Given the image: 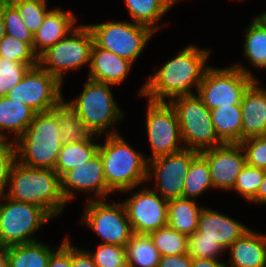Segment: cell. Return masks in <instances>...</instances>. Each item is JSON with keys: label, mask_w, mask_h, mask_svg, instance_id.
Listing matches in <instances>:
<instances>
[{"label": "cell", "mask_w": 266, "mask_h": 267, "mask_svg": "<svg viewBox=\"0 0 266 267\" xmlns=\"http://www.w3.org/2000/svg\"><path fill=\"white\" fill-rule=\"evenodd\" d=\"M210 49L189 44L178 51L174 58L164 62L153 74L147 76L138 96L154 102H169L175 97L196 94L202 82ZM197 89L196 93L192 89Z\"/></svg>", "instance_id": "1"}, {"label": "cell", "mask_w": 266, "mask_h": 267, "mask_svg": "<svg viewBox=\"0 0 266 267\" xmlns=\"http://www.w3.org/2000/svg\"><path fill=\"white\" fill-rule=\"evenodd\" d=\"M4 195L39 206L52 219L63 215L67 204L60 190V177L55 170L29 168L18 161L12 167Z\"/></svg>", "instance_id": "2"}, {"label": "cell", "mask_w": 266, "mask_h": 267, "mask_svg": "<svg viewBox=\"0 0 266 267\" xmlns=\"http://www.w3.org/2000/svg\"><path fill=\"white\" fill-rule=\"evenodd\" d=\"M98 152L107 186L114 192L129 193L147 183L146 155L134 149L120 133L106 135Z\"/></svg>", "instance_id": "3"}, {"label": "cell", "mask_w": 266, "mask_h": 267, "mask_svg": "<svg viewBox=\"0 0 266 267\" xmlns=\"http://www.w3.org/2000/svg\"><path fill=\"white\" fill-rule=\"evenodd\" d=\"M54 109L36 113L25 132L15 141L17 161L29 168L54 170L62 148Z\"/></svg>", "instance_id": "4"}, {"label": "cell", "mask_w": 266, "mask_h": 267, "mask_svg": "<svg viewBox=\"0 0 266 267\" xmlns=\"http://www.w3.org/2000/svg\"><path fill=\"white\" fill-rule=\"evenodd\" d=\"M84 84L83 91L75 99L67 100V103L93 134L101 137L104 133L118 134L116 129H110L126 115L114 98L111 89L113 85L89 78Z\"/></svg>", "instance_id": "5"}, {"label": "cell", "mask_w": 266, "mask_h": 267, "mask_svg": "<svg viewBox=\"0 0 266 267\" xmlns=\"http://www.w3.org/2000/svg\"><path fill=\"white\" fill-rule=\"evenodd\" d=\"M255 80L257 77L241 63L224 68L209 66L197 95L210 110L240 104L245 91Z\"/></svg>", "instance_id": "6"}, {"label": "cell", "mask_w": 266, "mask_h": 267, "mask_svg": "<svg viewBox=\"0 0 266 267\" xmlns=\"http://www.w3.org/2000/svg\"><path fill=\"white\" fill-rule=\"evenodd\" d=\"M169 103L176 112L185 148L201 152L223 144L215 132L210 109L197 94L178 96Z\"/></svg>", "instance_id": "7"}, {"label": "cell", "mask_w": 266, "mask_h": 267, "mask_svg": "<svg viewBox=\"0 0 266 267\" xmlns=\"http://www.w3.org/2000/svg\"><path fill=\"white\" fill-rule=\"evenodd\" d=\"M93 44L89 27L79 24L66 37L44 51L38 57V65L63 84L66 73L90 65Z\"/></svg>", "instance_id": "8"}, {"label": "cell", "mask_w": 266, "mask_h": 267, "mask_svg": "<svg viewBox=\"0 0 266 267\" xmlns=\"http://www.w3.org/2000/svg\"><path fill=\"white\" fill-rule=\"evenodd\" d=\"M50 220L52 218L39 206L0 195V245L8 247L38 241L35 232Z\"/></svg>", "instance_id": "9"}, {"label": "cell", "mask_w": 266, "mask_h": 267, "mask_svg": "<svg viewBox=\"0 0 266 267\" xmlns=\"http://www.w3.org/2000/svg\"><path fill=\"white\" fill-rule=\"evenodd\" d=\"M86 25L91 30L94 44L97 47L111 51L132 63L137 61L155 34L149 27L131 22V20Z\"/></svg>", "instance_id": "10"}, {"label": "cell", "mask_w": 266, "mask_h": 267, "mask_svg": "<svg viewBox=\"0 0 266 267\" xmlns=\"http://www.w3.org/2000/svg\"><path fill=\"white\" fill-rule=\"evenodd\" d=\"M105 200H87L80 223L95 232L102 239L101 244L126 247L133 231L124 204Z\"/></svg>", "instance_id": "11"}, {"label": "cell", "mask_w": 266, "mask_h": 267, "mask_svg": "<svg viewBox=\"0 0 266 267\" xmlns=\"http://www.w3.org/2000/svg\"><path fill=\"white\" fill-rule=\"evenodd\" d=\"M145 128L151 153L147 161L169 155L184 147L176 112L169 102L147 100Z\"/></svg>", "instance_id": "12"}, {"label": "cell", "mask_w": 266, "mask_h": 267, "mask_svg": "<svg viewBox=\"0 0 266 267\" xmlns=\"http://www.w3.org/2000/svg\"><path fill=\"white\" fill-rule=\"evenodd\" d=\"M62 87L55 76L38 65L31 68L6 97L29 106L36 113L46 112L64 99Z\"/></svg>", "instance_id": "13"}, {"label": "cell", "mask_w": 266, "mask_h": 267, "mask_svg": "<svg viewBox=\"0 0 266 267\" xmlns=\"http://www.w3.org/2000/svg\"><path fill=\"white\" fill-rule=\"evenodd\" d=\"M198 154L196 150L183 148L148 161L147 183L153 177L155 182V187L150 188L166 200L182 197L189 166Z\"/></svg>", "instance_id": "14"}, {"label": "cell", "mask_w": 266, "mask_h": 267, "mask_svg": "<svg viewBox=\"0 0 266 267\" xmlns=\"http://www.w3.org/2000/svg\"><path fill=\"white\" fill-rule=\"evenodd\" d=\"M122 203L133 233L149 234L167 225L168 200L147 184Z\"/></svg>", "instance_id": "15"}, {"label": "cell", "mask_w": 266, "mask_h": 267, "mask_svg": "<svg viewBox=\"0 0 266 267\" xmlns=\"http://www.w3.org/2000/svg\"><path fill=\"white\" fill-rule=\"evenodd\" d=\"M60 190L67 203L73 201L77 193L93 195L86 200L106 199L112 195L113 191L106 183L100 153L95 154L88 162L65 172L60 177Z\"/></svg>", "instance_id": "16"}, {"label": "cell", "mask_w": 266, "mask_h": 267, "mask_svg": "<svg viewBox=\"0 0 266 267\" xmlns=\"http://www.w3.org/2000/svg\"><path fill=\"white\" fill-rule=\"evenodd\" d=\"M208 162L214 189L232 191L235 181L246 164L240 143H223L199 152Z\"/></svg>", "instance_id": "17"}, {"label": "cell", "mask_w": 266, "mask_h": 267, "mask_svg": "<svg viewBox=\"0 0 266 267\" xmlns=\"http://www.w3.org/2000/svg\"><path fill=\"white\" fill-rule=\"evenodd\" d=\"M250 228L238 220L222 214L217 210L203 208L196 232L201 238H209L218 241L226 250L237 239L242 237Z\"/></svg>", "instance_id": "18"}, {"label": "cell", "mask_w": 266, "mask_h": 267, "mask_svg": "<svg viewBox=\"0 0 266 267\" xmlns=\"http://www.w3.org/2000/svg\"><path fill=\"white\" fill-rule=\"evenodd\" d=\"M255 80L245 91L241 101L242 140L266 136V87Z\"/></svg>", "instance_id": "19"}, {"label": "cell", "mask_w": 266, "mask_h": 267, "mask_svg": "<svg viewBox=\"0 0 266 267\" xmlns=\"http://www.w3.org/2000/svg\"><path fill=\"white\" fill-rule=\"evenodd\" d=\"M133 65L128 59L93 44L87 78L113 86L119 85L129 75Z\"/></svg>", "instance_id": "20"}, {"label": "cell", "mask_w": 266, "mask_h": 267, "mask_svg": "<svg viewBox=\"0 0 266 267\" xmlns=\"http://www.w3.org/2000/svg\"><path fill=\"white\" fill-rule=\"evenodd\" d=\"M77 24V25H76ZM78 26L77 16L71 12L52 7L43 24L34 34L33 51L39 57L49 47L66 37Z\"/></svg>", "instance_id": "21"}, {"label": "cell", "mask_w": 266, "mask_h": 267, "mask_svg": "<svg viewBox=\"0 0 266 267\" xmlns=\"http://www.w3.org/2000/svg\"><path fill=\"white\" fill-rule=\"evenodd\" d=\"M226 251L227 267H266V234L250 228Z\"/></svg>", "instance_id": "22"}, {"label": "cell", "mask_w": 266, "mask_h": 267, "mask_svg": "<svg viewBox=\"0 0 266 267\" xmlns=\"http://www.w3.org/2000/svg\"><path fill=\"white\" fill-rule=\"evenodd\" d=\"M35 114L33 109L21 102L6 96L0 97V138L12 137V140L16 141L30 125ZM4 131L12 133L13 136Z\"/></svg>", "instance_id": "23"}, {"label": "cell", "mask_w": 266, "mask_h": 267, "mask_svg": "<svg viewBox=\"0 0 266 267\" xmlns=\"http://www.w3.org/2000/svg\"><path fill=\"white\" fill-rule=\"evenodd\" d=\"M180 0H124L132 22L149 27L157 33L166 24H159ZM159 24V25H158ZM162 27H161V26Z\"/></svg>", "instance_id": "24"}, {"label": "cell", "mask_w": 266, "mask_h": 267, "mask_svg": "<svg viewBox=\"0 0 266 267\" xmlns=\"http://www.w3.org/2000/svg\"><path fill=\"white\" fill-rule=\"evenodd\" d=\"M201 207L195 199L180 197L168 200L167 225L187 236L198 229Z\"/></svg>", "instance_id": "25"}, {"label": "cell", "mask_w": 266, "mask_h": 267, "mask_svg": "<svg viewBox=\"0 0 266 267\" xmlns=\"http://www.w3.org/2000/svg\"><path fill=\"white\" fill-rule=\"evenodd\" d=\"M56 250L41 241L8 246V267H48Z\"/></svg>", "instance_id": "26"}, {"label": "cell", "mask_w": 266, "mask_h": 267, "mask_svg": "<svg viewBox=\"0 0 266 267\" xmlns=\"http://www.w3.org/2000/svg\"><path fill=\"white\" fill-rule=\"evenodd\" d=\"M210 112L215 132L223 143L242 141L241 104L218 107Z\"/></svg>", "instance_id": "27"}, {"label": "cell", "mask_w": 266, "mask_h": 267, "mask_svg": "<svg viewBox=\"0 0 266 267\" xmlns=\"http://www.w3.org/2000/svg\"><path fill=\"white\" fill-rule=\"evenodd\" d=\"M58 120L59 135L63 144L90 141L93 134L78 117L76 111L63 99L53 108Z\"/></svg>", "instance_id": "28"}, {"label": "cell", "mask_w": 266, "mask_h": 267, "mask_svg": "<svg viewBox=\"0 0 266 267\" xmlns=\"http://www.w3.org/2000/svg\"><path fill=\"white\" fill-rule=\"evenodd\" d=\"M100 136L95 135L90 141L69 142L62 145L54 170L61 177L65 172L88 162L99 150Z\"/></svg>", "instance_id": "29"}, {"label": "cell", "mask_w": 266, "mask_h": 267, "mask_svg": "<svg viewBox=\"0 0 266 267\" xmlns=\"http://www.w3.org/2000/svg\"><path fill=\"white\" fill-rule=\"evenodd\" d=\"M244 31V59L255 68L266 69V26L254 17Z\"/></svg>", "instance_id": "30"}, {"label": "cell", "mask_w": 266, "mask_h": 267, "mask_svg": "<svg viewBox=\"0 0 266 267\" xmlns=\"http://www.w3.org/2000/svg\"><path fill=\"white\" fill-rule=\"evenodd\" d=\"M128 267H158L161 255L148 234L133 233L126 245Z\"/></svg>", "instance_id": "31"}, {"label": "cell", "mask_w": 266, "mask_h": 267, "mask_svg": "<svg viewBox=\"0 0 266 267\" xmlns=\"http://www.w3.org/2000/svg\"><path fill=\"white\" fill-rule=\"evenodd\" d=\"M214 189L207 160L199 153L191 162L186 178L182 197L196 199L204 192Z\"/></svg>", "instance_id": "32"}, {"label": "cell", "mask_w": 266, "mask_h": 267, "mask_svg": "<svg viewBox=\"0 0 266 267\" xmlns=\"http://www.w3.org/2000/svg\"><path fill=\"white\" fill-rule=\"evenodd\" d=\"M162 256L184 255L188 253V236L179 233L169 225L148 234Z\"/></svg>", "instance_id": "33"}, {"label": "cell", "mask_w": 266, "mask_h": 267, "mask_svg": "<svg viewBox=\"0 0 266 267\" xmlns=\"http://www.w3.org/2000/svg\"><path fill=\"white\" fill-rule=\"evenodd\" d=\"M12 5L17 9L19 16L32 34H35L41 27L51 10L48 9L46 0H15Z\"/></svg>", "instance_id": "34"}, {"label": "cell", "mask_w": 266, "mask_h": 267, "mask_svg": "<svg viewBox=\"0 0 266 267\" xmlns=\"http://www.w3.org/2000/svg\"><path fill=\"white\" fill-rule=\"evenodd\" d=\"M0 56L30 65L32 68L38 66V56L33 48L20 40L5 34L0 41Z\"/></svg>", "instance_id": "35"}, {"label": "cell", "mask_w": 266, "mask_h": 267, "mask_svg": "<svg viewBox=\"0 0 266 267\" xmlns=\"http://www.w3.org/2000/svg\"><path fill=\"white\" fill-rule=\"evenodd\" d=\"M264 169L256 168L247 163L236 178L233 191L240 194L246 202H250L257 194L264 177Z\"/></svg>", "instance_id": "36"}, {"label": "cell", "mask_w": 266, "mask_h": 267, "mask_svg": "<svg viewBox=\"0 0 266 267\" xmlns=\"http://www.w3.org/2000/svg\"><path fill=\"white\" fill-rule=\"evenodd\" d=\"M86 251L97 267H128L124 246L99 243L95 251Z\"/></svg>", "instance_id": "37"}, {"label": "cell", "mask_w": 266, "mask_h": 267, "mask_svg": "<svg viewBox=\"0 0 266 267\" xmlns=\"http://www.w3.org/2000/svg\"><path fill=\"white\" fill-rule=\"evenodd\" d=\"M31 68L30 65L0 56V97L6 96Z\"/></svg>", "instance_id": "38"}, {"label": "cell", "mask_w": 266, "mask_h": 267, "mask_svg": "<svg viewBox=\"0 0 266 267\" xmlns=\"http://www.w3.org/2000/svg\"><path fill=\"white\" fill-rule=\"evenodd\" d=\"M5 34L12 36L21 42L28 43L32 48L34 34L25 26L17 9L12 4L2 5Z\"/></svg>", "instance_id": "39"}, {"label": "cell", "mask_w": 266, "mask_h": 267, "mask_svg": "<svg viewBox=\"0 0 266 267\" xmlns=\"http://www.w3.org/2000/svg\"><path fill=\"white\" fill-rule=\"evenodd\" d=\"M225 253L226 250L219 244L218 241L201 238V236L194 232L188 236V254L194 259H218Z\"/></svg>", "instance_id": "40"}, {"label": "cell", "mask_w": 266, "mask_h": 267, "mask_svg": "<svg viewBox=\"0 0 266 267\" xmlns=\"http://www.w3.org/2000/svg\"><path fill=\"white\" fill-rule=\"evenodd\" d=\"M17 162L16 144L12 139L0 138V195L8 188L13 165Z\"/></svg>", "instance_id": "41"}, {"label": "cell", "mask_w": 266, "mask_h": 267, "mask_svg": "<svg viewBox=\"0 0 266 267\" xmlns=\"http://www.w3.org/2000/svg\"><path fill=\"white\" fill-rule=\"evenodd\" d=\"M246 156V163L266 170V136L250 137L240 142Z\"/></svg>", "instance_id": "42"}, {"label": "cell", "mask_w": 266, "mask_h": 267, "mask_svg": "<svg viewBox=\"0 0 266 267\" xmlns=\"http://www.w3.org/2000/svg\"><path fill=\"white\" fill-rule=\"evenodd\" d=\"M71 241L65 237L57 250L51 255L48 267H71Z\"/></svg>", "instance_id": "43"}, {"label": "cell", "mask_w": 266, "mask_h": 267, "mask_svg": "<svg viewBox=\"0 0 266 267\" xmlns=\"http://www.w3.org/2000/svg\"><path fill=\"white\" fill-rule=\"evenodd\" d=\"M71 267H97L91 256L83 248L71 244Z\"/></svg>", "instance_id": "44"}, {"label": "cell", "mask_w": 266, "mask_h": 267, "mask_svg": "<svg viewBox=\"0 0 266 267\" xmlns=\"http://www.w3.org/2000/svg\"><path fill=\"white\" fill-rule=\"evenodd\" d=\"M158 267H192V258L188 253L184 255L162 256Z\"/></svg>", "instance_id": "45"}, {"label": "cell", "mask_w": 266, "mask_h": 267, "mask_svg": "<svg viewBox=\"0 0 266 267\" xmlns=\"http://www.w3.org/2000/svg\"><path fill=\"white\" fill-rule=\"evenodd\" d=\"M192 267H227L225 261L214 259H194L192 258Z\"/></svg>", "instance_id": "46"}, {"label": "cell", "mask_w": 266, "mask_h": 267, "mask_svg": "<svg viewBox=\"0 0 266 267\" xmlns=\"http://www.w3.org/2000/svg\"><path fill=\"white\" fill-rule=\"evenodd\" d=\"M249 203L266 205V170L256 196Z\"/></svg>", "instance_id": "47"}, {"label": "cell", "mask_w": 266, "mask_h": 267, "mask_svg": "<svg viewBox=\"0 0 266 267\" xmlns=\"http://www.w3.org/2000/svg\"><path fill=\"white\" fill-rule=\"evenodd\" d=\"M0 267H8V247L0 245Z\"/></svg>", "instance_id": "48"}, {"label": "cell", "mask_w": 266, "mask_h": 267, "mask_svg": "<svg viewBox=\"0 0 266 267\" xmlns=\"http://www.w3.org/2000/svg\"><path fill=\"white\" fill-rule=\"evenodd\" d=\"M5 36L4 19L2 15V5L0 6V41Z\"/></svg>", "instance_id": "49"}, {"label": "cell", "mask_w": 266, "mask_h": 267, "mask_svg": "<svg viewBox=\"0 0 266 267\" xmlns=\"http://www.w3.org/2000/svg\"><path fill=\"white\" fill-rule=\"evenodd\" d=\"M256 18L266 26V11H263L259 15H256Z\"/></svg>", "instance_id": "50"}, {"label": "cell", "mask_w": 266, "mask_h": 267, "mask_svg": "<svg viewBox=\"0 0 266 267\" xmlns=\"http://www.w3.org/2000/svg\"><path fill=\"white\" fill-rule=\"evenodd\" d=\"M15 0H0V6L6 4H12Z\"/></svg>", "instance_id": "51"}]
</instances>
